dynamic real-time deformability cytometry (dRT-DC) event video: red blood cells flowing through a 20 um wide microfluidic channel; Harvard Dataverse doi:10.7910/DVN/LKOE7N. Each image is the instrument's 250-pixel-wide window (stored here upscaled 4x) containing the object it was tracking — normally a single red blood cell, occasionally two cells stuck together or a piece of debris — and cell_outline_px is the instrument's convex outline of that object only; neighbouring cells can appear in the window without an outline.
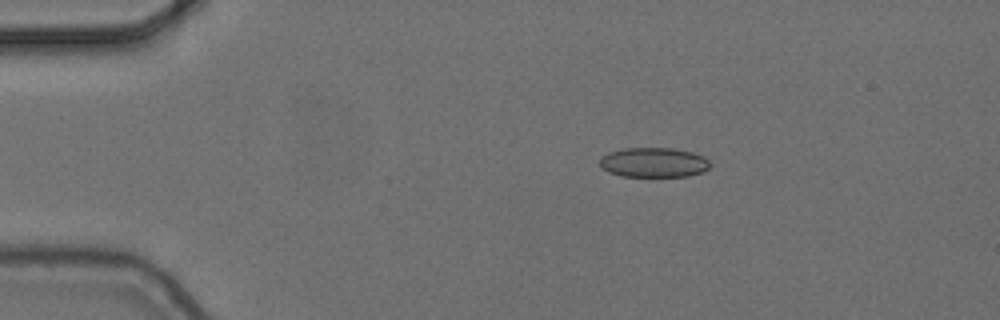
{"species": "common noctule bat (a hibernating species)", "species_latin": "Nyctalus noctula", "temperature_condition": "cold", "stored_images_in_passage": 13, "camera_frame_rate_fps": 3000, "um_per_image_px": 0.085, "animal": {"sex": "female", "body_mass_g": 24.6, "forearm_length_mm": 56.2}, "frame": {"image": 1, "passage_image": 1, "time_ms": 0.0, "image_size_px": [1000, 320], "cell_outline_px": [[708, 168], [704, 172], [688, 176], [620, 176], [608, 172], [600, 168], [600, 156], [608, 152], [624, 148], [672, 148], [692, 152], [704, 156], [708, 160]], "centroid_in_image_um": [55.52, 13.8], "position_along_channel_um": 29.5, "area_um2": 19.25}}
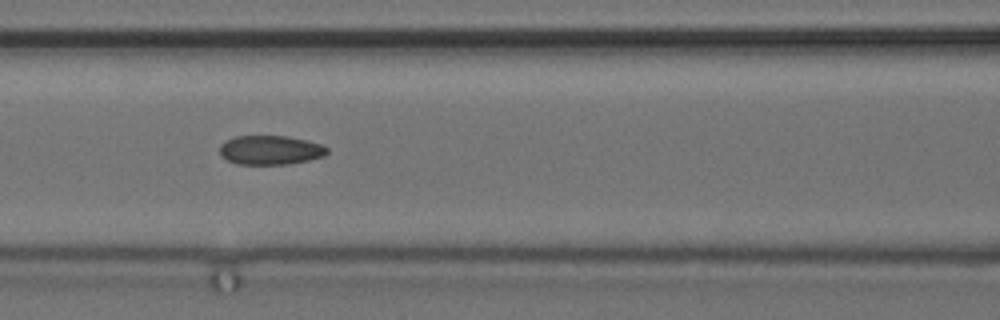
{"frame": {"image": 2, "passage_image": 5, "time_ms": 1.333, "image_size_px": [1000, 320], "cell_outline_px": [[328, 152], [324, 156], [308, 160], [288, 164], [236, 164], [220, 156], [220, 144], [236, 136], [288, 136], [320, 144], [328, 148]], "centroid_in_image_um": [22.96, 12.76], "position_along_channel_um": 143.6, "area_um2": 18.15}}
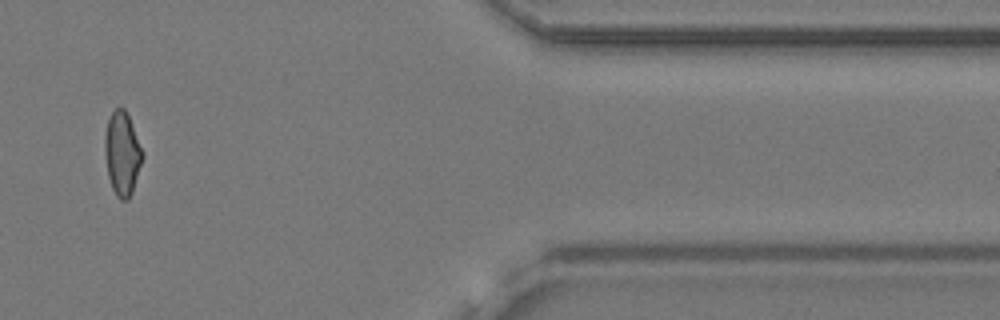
{"frame": {"image": 3, "passage_image": 11, "time_ms": 3.333, "image_size_px": [1000, 320], "cell_outline_px": [[144, 156], [132, 192], [128, 200], [120, 200], [116, 196], [112, 188], [108, 176], [104, 152], [104, 136], [108, 120], [112, 112], [116, 108], [124, 108], [128, 116], [144, 152]], "centroid_in_image_um": [10.38, 13.07], "position_along_channel_um": 401.0, "area_um2": 18.38}}